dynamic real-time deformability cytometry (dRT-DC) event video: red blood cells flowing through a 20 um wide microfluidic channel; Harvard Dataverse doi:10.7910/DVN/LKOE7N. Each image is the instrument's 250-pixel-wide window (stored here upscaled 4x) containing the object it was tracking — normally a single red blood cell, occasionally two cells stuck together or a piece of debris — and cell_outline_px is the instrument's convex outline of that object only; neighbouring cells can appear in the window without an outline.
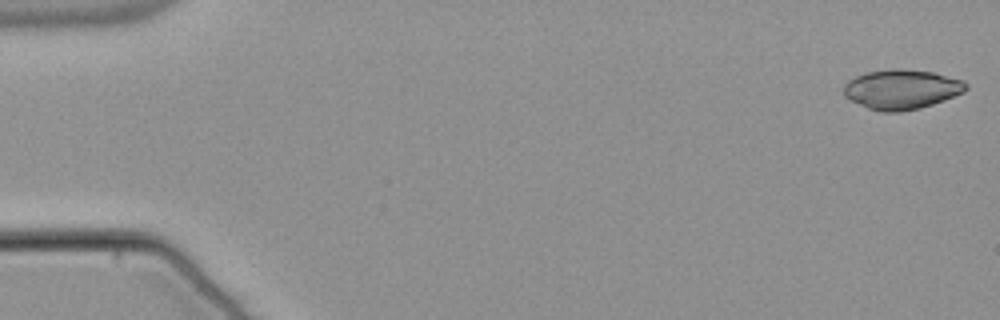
{"species": "common noctule bat (a hibernating species)", "species_latin": "Nyctalus noctula", "temperature_condition": "warm", "stored_images_in_passage": 54, "camera_frame_rate_fps": 3000, "um_per_image_px": 0.085, "animal": {"sex": "male", "body_mass_g": 21.5, "forearm_length_mm": 52.0}, "frame": {"image": 1, "passage_image": 1, "time_ms": 0.0, "image_size_px": [1000, 320], "cell_outline_px": [[968, 88], [964, 92], [944, 100], [920, 108], [900, 112], [880, 112], [868, 108], [844, 96], [844, 84], [848, 80], [864, 72], [892, 68], [900, 68], [932, 72], [964, 80], [968, 84]], "centroid_in_image_um": [76.64, 7.58], "position_along_channel_um": 8.4, "area_um2": 28.44}}
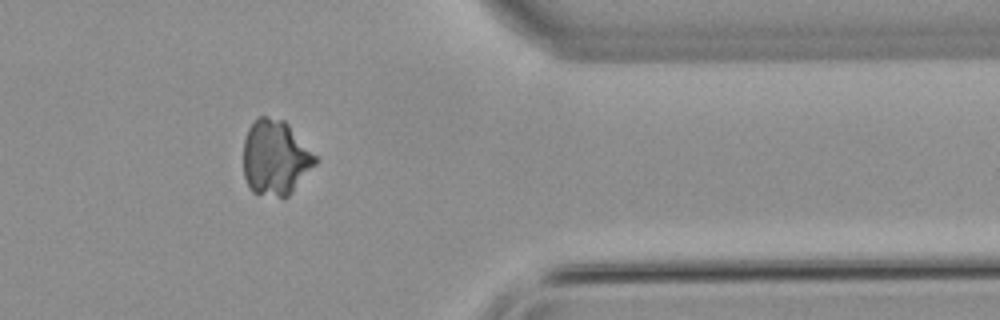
{"frame": {"image": 2, "passage_image": 44, "time_ms": 14.333, "image_size_px": [1000, 320], "cell_outline_px": [[320, 160], [288, 196], [284, 200], [252, 192], [244, 176], [244, 140], [248, 128], [260, 116], [268, 116], [284, 120], [288, 124]], "centroid_in_image_um": [23.42, 13.43], "position_along_channel_um": 388.0, "area_um2": 31.67}}
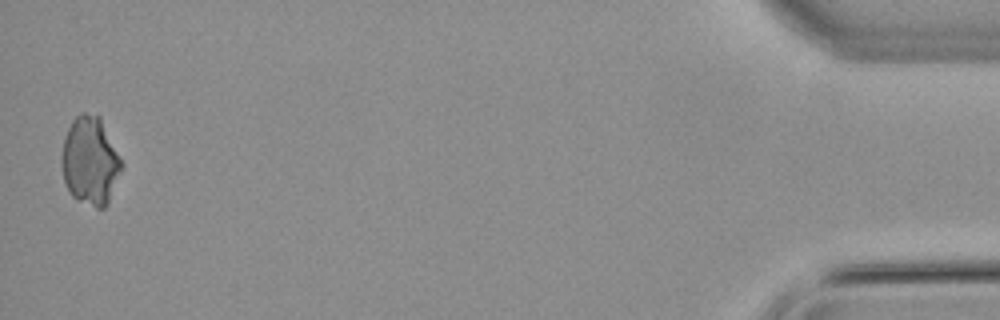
{"frame": {"image": 3, "passage_image": 53, "time_ms": 17.333, "image_size_px": [1000, 320], "cell_outline_px": [[124, 164], [108, 204], [104, 208], [96, 208], [72, 196], [64, 180], [60, 160], [64, 136], [72, 120], [80, 112], [84, 112], [100, 116]], "centroid_in_image_um": [7.67, 13.66], "position_along_channel_um": 427.5, "area_um2": 30.98}}